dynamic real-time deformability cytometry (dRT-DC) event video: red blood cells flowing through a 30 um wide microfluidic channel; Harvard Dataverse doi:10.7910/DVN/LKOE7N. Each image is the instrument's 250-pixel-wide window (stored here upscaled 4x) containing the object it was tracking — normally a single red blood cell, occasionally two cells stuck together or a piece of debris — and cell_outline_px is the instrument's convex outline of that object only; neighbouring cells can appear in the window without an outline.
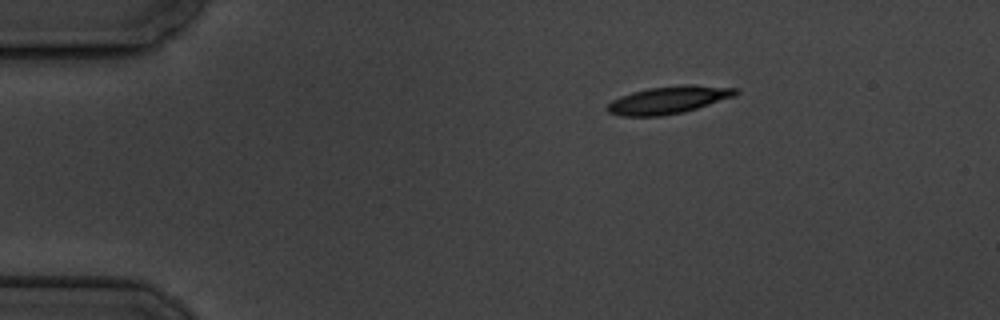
{"species": "common noctule bat (a hibernating species)", "species_latin": "Nyctalus noctula", "temperature_condition": "cold", "stored_images_in_passage": 4, "camera_frame_rate_fps": 3000, "um_per_image_px": 0.085, "animal": {"sex": "male", "body_mass_g": 19.5, "forearm_length_mm": 54.6}, "frame": {"image": 1, "passage_image": 1, "time_ms": 0.0, "image_size_px": [1000, 320], "cell_outline_px": [[740, 92], [736, 96], [684, 112], [660, 116], [620, 116], [608, 112], [604, 108], [612, 100], [620, 96], [632, 92], [648, 88], [684, 84], [692, 84], [740, 88]], "centroid_in_image_um": [56.85, 8.48], "position_along_channel_um": 28.1, "area_um2": 20.87}}
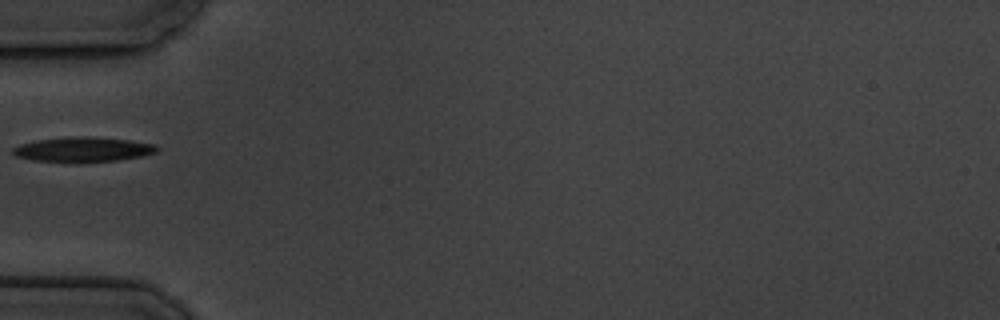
{"frame": {"image": 2, "passage_image": 4, "time_ms": 3.333, "image_size_px": [1000, 320], "cell_outline_px": [[160, 148], [156, 152], [140, 156], [116, 160], [80, 164], [76, 164], [32, 160], [16, 156], [12, 152], [12, 148], [20, 144], [36, 140], [80, 136], [88, 136], [128, 140], [152, 144]], "centroid_in_image_um": [7.0, 12.73], "position_along_channel_um": 78.0, "area_um2": 21.1}}